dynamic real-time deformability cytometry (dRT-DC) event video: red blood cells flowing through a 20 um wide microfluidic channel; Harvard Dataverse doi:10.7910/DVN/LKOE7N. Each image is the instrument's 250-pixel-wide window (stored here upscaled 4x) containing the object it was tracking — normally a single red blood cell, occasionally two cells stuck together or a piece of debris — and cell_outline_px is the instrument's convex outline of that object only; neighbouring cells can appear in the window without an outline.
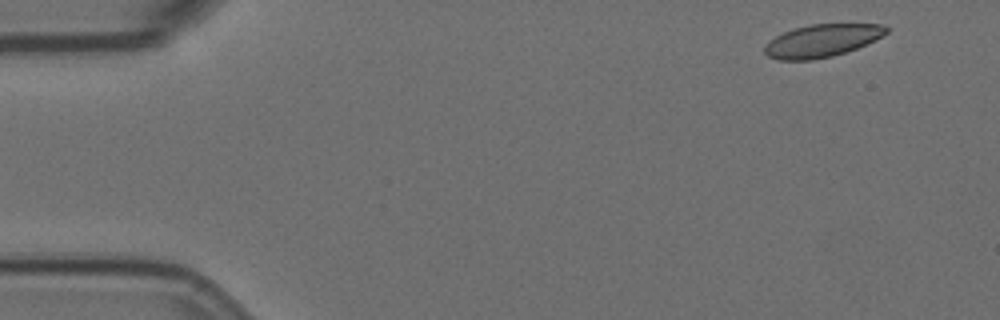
{"species": "Egyptian fruit bat (a non-hibernating species)", "species_latin": "Rousettus aegyptiacus", "temperature_condition": "room temperature", "stored_images_in_passage": 4, "camera_frame_rate_fps": 3000, "um_per_image_px": 0.085, "animal": {"sex": "female"}, "frame": {"image": 1, "passage_image": 1, "time_ms": 0.0, "image_size_px": [1000, 320], "cell_outline_px": [[888, 32], [856, 48], [832, 56], [812, 60], [780, 60], [768, 56], [764, 52], [764, 44], [768, 40], [784, 32], [808, 24], [884, 24], [888, 28]], "centroid_in_image_um": [69.81, 3.45], "position_along_channel_um": 15.2, "area_um2": 22.95}}
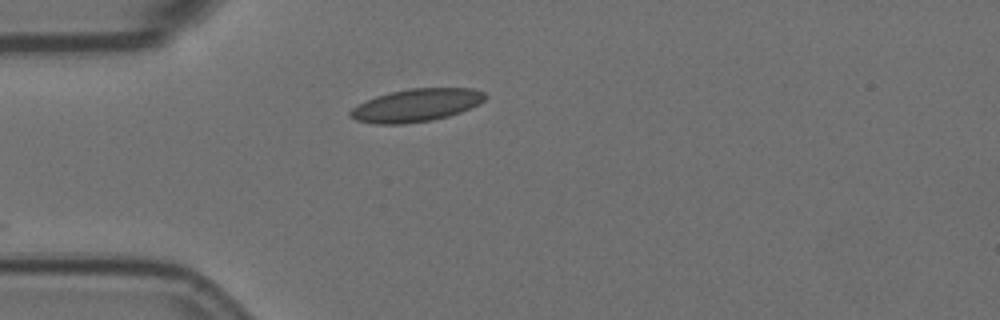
{"frame": {"image": 2, "passage_image": 4, "time_ms": 3.667, "image_size_px": [1000, 320], "cell_outline_px": [[488, 96], [480, 104], [460, 112], [448, 116], [432, 120], [404, 124], [376, 124], [356, 120], [348, 112], [352, 108], [376, 96], [408, 88], [472, 88], [484, 92]], "centroid_in_image_um": [35.43, 8.94], "position_along_channel_um": 49.6, "area_um2": 25.66}}